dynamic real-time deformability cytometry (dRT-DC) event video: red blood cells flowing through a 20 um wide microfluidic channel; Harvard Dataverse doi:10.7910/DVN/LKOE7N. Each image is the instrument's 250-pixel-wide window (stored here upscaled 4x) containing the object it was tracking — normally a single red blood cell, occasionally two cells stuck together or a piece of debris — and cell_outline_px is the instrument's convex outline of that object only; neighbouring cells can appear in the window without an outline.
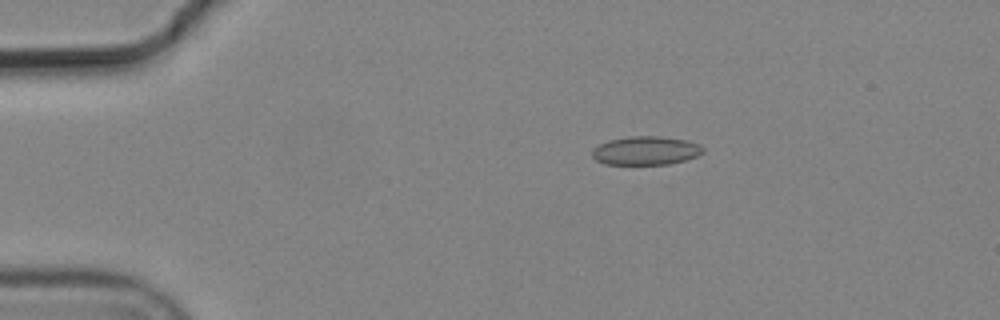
{"species": "common noctule bat (a hibernating species)", "species_latin": "Nyctalus noctula", "temperature_condition": "cold", "stored_images_in_passage": 4, "camera_frame_rate_fps": 3000, "um_per_image_px": 0.085, "animal": {"sex": "male", "body_mass_g": 19.2, "forearm_length_mm": 51.8}, "frame": {"image": 1, "passage_image": 1, "time_ms": 0.0, "image_size_px": [1000, 320], "cell_outline_px": [[704, 152], [696, 156], [684, 160], [668, 164], [604, 164], [596, 160], [592, 156], [592, 148], [608, 140], [628, 136], [660, 136], [688, 140], [700, 144], [704, 148]], "centroid_in_image_um": [54.89, 12.79], "position_along_channel_um": 30.1, "area_um2": 18.61}}
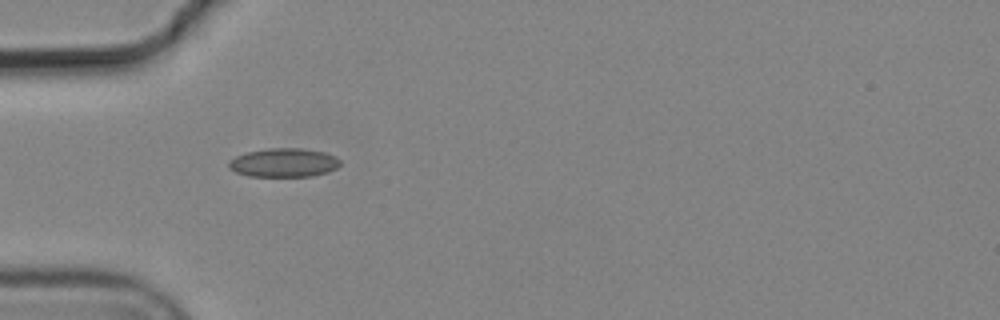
{"frame": {"image": 2, "passage_image": 3, "time_ms": 0.667, "image_size_px": [1000, 320], "cell_outline_px": [[340, 164], [336, 168], [328, 172], [312, 176], [248, 176], [236, 172], [228, 168], [228, 160], [236, 156], [248, 152], [268, 148], [304, 148], [324, 152], [336, 156], [340, 160]], "centroid_in_image_um": [24.12, 13.82], "position_along_channel_um": 60.9, "area_um2": 18.79}}
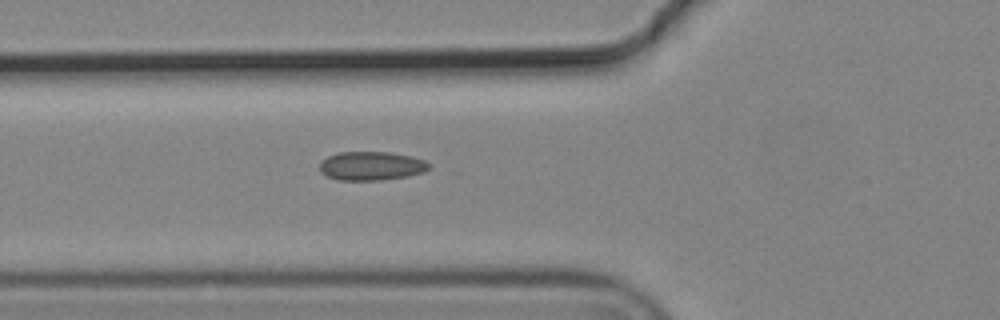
{"frame": {"image": 3, "passage_image": 4, "time_ms": 1.0, "image_size_px": [1000, 320], "cell_outline_px": [[432, 164], [424, 172], [408, 176], [380, 180], [336, 180], [320, 172], [320, 160], [328, 156], [340, 152], [388, 152], [412, 156], [424, 160]], "centroid_in_image_um": [31.56, 14.1], "position_along_channel_um": 94.2, "area_um2": 18.44}}